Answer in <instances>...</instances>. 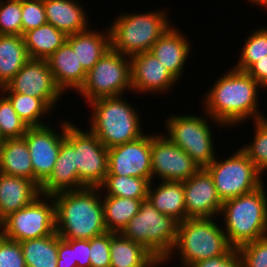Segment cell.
I'll list each match as a JSON object with an SVG mask.
<instances>
[{
  "mask_svg": "<svg viewBox=\"0 0 267 267\" xmlns=\"http://www.w3.org/2000/svg\"><path fill=\"white\" fill-rule=\"evenodd\" d=\"M261 89L246 71L230 68L204 94V114L226 127H238L250 118L253 121L264 118L266 116L258 107V93Z\"/></svg>",
  "mask_w": 267,
  "mask_h": 267,
  "instance_id": "cell-1",
  "label": "cell"
},
{
  "mask_svg": "<svg viewBox=\"0 0 267 267\" xmlns=\"http://www.w3.org/2000/svg\"><path fill=\"white\" fill-rule=\"evenodd\" d=\"M102 191L98 187L54 194L56 232L62 239H84L107 231L104 222Z\"/></svg>",
  "mask_w": 267,
  "mask_h": 267,
  "instance_id": "cell-2",
  "label": "cell"
},
{
  "mask_svg": "<svg viewBox=\"0 0 267 267\" xmlns=\"http://www.w3.org/2000/svg\"><path fill=\"white\" fill-rule=\"evenodd\" d=\"M123 95L94 100L87 105L93 111L90 130L107 148L128 143L143 136L140 113Z\"/></svg>",
  "mask_w": 267,
  "mask_h": 267,
  "instance_id": "cell-3",
  "label": "cell"
},
{
  "mask_svg": "<svg viewBox=\"0 0 267 267\" xmlns=\"http://www.w3.org/2000/svg\"><path fill=\"white\" fill-rule=\"evenodd\" d=\"M264 185L253 192L223 202L219 217L233 248L267 236V192Z\"/></svg>",
  "mask_w": 267,
  "mask_h": 267,
  "instance_id": "cell-4",
  "label": "cell"
},
{
  "mask_svg": "<svg viewBox=\"0 0 267 267\" xmlns=\"http://www.w3.org/2000/svg\"><path fill=\"white\" fill-rule=\"evenodd\" d=\"M216 218H187L178 223L177 240L172 253L163 262L171 261L170 257L179 253L181 267H189L191 264L227 255L233 247L228 243L226 233ZM172 255V256H171ZM181 258V259H180Z\"/></svg>",
  "mask_w": 267,
  "mask_h": 267,
  "instance_id": "cell-5",
  "label": "cell"
},
{
  "mask_svg": "<svg viewBox=\"0 0 267 267\" xmlns=\"http://www.w3.org/2000/svg\"><path fill=\"white\" fill-rule=\"evenodd\" d=\"M109 25L111 49L126 56L150 51L153 44L173 25L167 10L121 13Z\"/></svg>",
  "mask_w": 267,
  "mask_h": 267,
  "instance_id": "cell-6",
  "label": "cell"
},
{
  "mask_svg": "<svg viewBox=\"0 0 267 267\" xmlns=\"http://www.w3.org/2000/svg\"><path fill=\"white\" fill-rule=\"evenodd\" d=\"M178 223L172 216L159 212L147 199L121 234L144 246L163 264L175 246Z\"/></svg>",
  "mask_w": 267,
  "mask_h": 267,
  "instance_id": "cell-7",
  "label": "cell"
},
{
  "mask_svg": "<svg viewBox=\"0 0 267 267\" xmlns=\"http://www.w3.org/2000/svg\"><path fill=\"white\" fill-rule=\"evenodd\" d=\"M203 116L187 113L185 115L174 114L165 120L167 130L165 136L183 149L200 168H206L217 157L213 144V132L208 122L213 121L215 126L226 127L207 114Z\"/></svg>",
  "mask_w": 267,
  "mask_h": 267,
  "instance_id": "cell-8",
  "label": "cell"
},
{
  "mask_svg": "<svg viewBox=\"0 0 267 267\" xmlns=\"http://www.w3.org/2000/svg\"><path fill=\"white\" fill-rule=\"evenodd\" d=\"M132 90L129 56L109 49L87 73L84 85L77 92L85 102L120 96Z\"/></svg>",
  "mask_w": 267,
  "mask_h": 267,
  "instance_id": "cell-9",
  "label": "cell"
},
{
  "mask_svg": "<svg viewBox=\"0 0 267 267\" xmlns=\"http://www.w3.org/2000/svg\"><path fill=\"white\" fill-rule=\"evenodd\" d=\"M206 169L222 202L253 192L264 184L263 174L241 148L225 160L216 157Z\"/></svg>",
  "mask_w": 267,
  "mask_h": 267,
  "instance_id": "cell-10",
  "label": "cell"
},
{
  "mask_svg": "<svg viewBox=\"0 0 267 267\" xmlns=\"http://www.w3.org/2000/svg\"><path fill=\"white\" fill-rule=\"evenodd\" d=\"M56 232L55 202L52 196L39 195L26 207L0 222V234L12 241H26Z\"/></svg>",
  "mask_w": 267,
  "mask_h": 267,
  "instance_id": "cell-11",
  "label": "cell"
},
{
  "mask_svg": "<svg viewBox=\"0 0 267 267\" xmlns=\"http://www.w3.org/2000/svg\"><path fill=\"white\" fill-rule=\"evenodd\" d=\"M76 151L80 183L84 187H99L108 173V149L88 129L83 131L71 122L65 138Z\"/></svg>",
  "mask_w": 267,
  "mask_h": 267,
  "instance_id": "cell-12",
  "label": "cell"
},
{
  "mask_svg": "<svg viewBox=\"0 0 267 267\" xmlns=\"http://www.w3.org/2000/svg\"><path fill=\"white\" fill-rule=\"evenodd\" d=\"M70 121L63 120L57 129L49 124L29 127L23 135L25 139L34 172V182L40 187L52 174L59 155L62 141L66 138V126ZM61 124V125H60ZM56 130V131H54Z\"/></svg>",
  "mask_w": 267,
  "mask_h": 267,
  "instance_id": "cell-13",
  "label": "cell"
},
{
  "mask_svg": "<svg viewBox=\"0 0 267 267\" xmlns=\"http://www.w3.org/2000/svg\"><path fill=\"white\" fill-rule=\"evenodd\" d=\"M152 181L183 182L193 176L200 167L165 134H151Z\"/></svg>",
  "mask_w": 267,
  "mask_h": 267,
  "instance_id": "cell-14",
  "label": "cell"
},
{
  "mask_svg": "<svg viewBox=\"0 0 267 267\" xmlns=\"http://www.w3.org/2000/svg\"><path fill=\"white\" fill-rule=\"evenodd\" d=\"M0 92H15L43 99L52 109L64 94L57 86L47 60L29 59Z\"/></svg>",
  "mask_w": 267,
  "mask_h": 267,
  "instance_id": "cell-15",
  "label": "cell"
},
{
  "mask_svg": "<svg viewBox=\"0 0 267 267\" xmlns=\"http://www.w3.org/2000/svg\"><path fill=\"white\" fill-rule=\"evenodd\" d=\"M107 175L134 176L152 181L151 135L108 149Z\"/></svg>",
  "mask_w": 267,
  "mask_h": 267,
  "instance_id": "cell-16",
  "label": "cell"
},
{
  "mask_svg": "<svg viewBox=\"0 0 267 267\" xmlns=\"http://www.w3.org/2000/svg\"><path fill=\"white\" fill-rule=\"evenodd\" d=\"M183 188L186 219L219 216L223 202L206 168H200L188 180L183 181Z\"/></svg>",
  "mask_w": 267,
  "mask_h": 267,
  "instance_id": "cell-17",
  "label": "cell"
},
{
  "mask_svg": "<svg viewBox=\"0 0 267 267\" xmlns=\"http://www.w3.org/2000/svg\"><path fill=\"white\" fill-rule=\"evenodd\" d=\"M131 63L132 92L158 94L171 91L179 82L149 51L129 57Z\"/></svg>",
  "mask_w": 267,
  "mask_h": 267,
  "instance_id": "cell-18",
  "label": "cell"
},
{
  "mask_svg": "<svg viewBox=\"0 0 267 267\" xmlns=\"http://www.w3.org/2000/svg\"><path fill=\"white\" fill-rule=\"evenodd\" d=\"M172 25L151 47L150 51L169 72L180 80L188 58L191 45L186 35ZM189 56V57H188Z\"/></svg>",
  "mask_w": 267,
  "mask_h": 267,
  "instance_id": "cell-19",
  "label": "cell"
},
{
  "mask_svg": "<svg viewBox=\"0 0 267 267\" xmlns=\"http://www.w3.org/2000/svg\"><path fill=\"white\" fill-rule=\"evenodd\" d=\"M76 165L75 148L64 139L60 146L58 158L49 178L40 186L42 195L54 194L82 189Z\"/></svg>",
  "mask_w": 267,
  "mask_h": 267,
  "instance_id": "cell-20",
  "label": "cell"
},
{
  "mask_svg": "<svg viewBox=\"0 0 267 267\" xmlns=\"http://www.w3.org/2000/svg\"><path fill=\"white\" fill-rule=\"evenodd\" d=\"M47 61L54 80L63 93L68 90H74L77 93L84 85L87 72L67 41Z\"/></svg>",
  "mask_w": 267,
  "mask_h": 267,
  "instance_id": "cell-21",
  "label": "cell"
},
{
  "mask_svg": "<svg viewBox=\"0 0 267 267\" xmlns=\"http://www.w3.org/2000/svg\"><path fill=\"white\" fill-rule=\"evenodd\" d=\"M41 195L40 187L29 179L0 173V222Z\"/></svg>",
  "mask_w": 267,
  "mask_h": 267,
  "instance_id": "cell-22",
  "label": "cell"
},
{
  "mask_svg": "<svg viewBox=\"0 0 267 267\" xmlns=\"http://www.w3.org/2000/svg\"><path fill=\"white\" fill-rule=\"evenodd\" d=\"M47 23L66 35L90 28L87 13L76 0H43Z\"/></svg>",
  "mask_w": 267,
  "mask_h": 267,
  "instance_id": "cell-23",
  "label": "cell"
},
{
  "mask_svg": "<svg viewBox=\"0 0 267 267\" xmlns=\"http://www.w3.org/2000/svg\"><path fill=\"white\" fill-rule=\"evenodd\" d=\"M93 30L90 27L85 31L67 35L66 39L87 73L111 49L109 28H105V32Z\"/></svg>",
  "mask_w": 267,
  "mask_h": 267,
  "instance_id": "cell-24",
  "label": "cell"
},
{
  "mask_svg": "<svg viewBox=\"0 0 267 267\" xmlns=\"http://www.w3.org/2000/svg\"><path fill=\"white\" fill-rule=\"evenodd\" d=\"M162 263L144 246L110 232V267H158Z\"/></svg>",
  "mask_w": 267,
  "mask_h": 267,
  "instance_id": "cell-25",
  "label": "cell"
},
{
  "mask_svg": "<svg viewBox=\"0 0 267 267\" xmlns=\"http://www.w3.org/2000/svg\"><path fill=\"white\" fill-rule=\"evenodd\" d=\"M153 183L154 181H151L148 187L149 202L159 212L172 216L178 222L184 221L186 210L183 182L160 181L157 187Z\"/></svg>",
  "mask_w": 267,
  "mask_h": 267,
  "instance_id": "cell-26",
  "label": "cell"
},
{
  "mask_svg": "<svg viewBox=\"0 0 267 267\" xmlns=\"http://www.w3.org/2000/svg\"><path fill=\"white\" fill-rule=\"evenodd\" d=\"M0 173L34 181L31 157L23 137L4 139L0 144Z\"/></svg>",
  "mask_w": 267,
  "mask_h": 267,
  "instance_id": "cell-27",
  "label": "cell"
},
{
  "mask_svg": "<svg viewBox=\"0 0 267 267\" xmlns=\"http://www.w3.org/2000/svg\"><path fill=\"white\" fill-rule=\"evenodd\" d=\"M29 59L22 35L0 34V89L13 79Z\"/></svg>",
  "mask_w": 267,
  "mask_h": 267,
  "instance_id": "cell-28",
  "label": "cell"
},
{
  "mask_svg": "<svg viewBox=\"0 0 267 267\" xmlns=\"http://www.w3.org/2000/svg\"><path fill=\"white\" fill-rule=\"evenodd\" d=\"M23 40L30 59L47 60L67 39V35L46 23L25 32Z\"/></svg>",
  "mask_w": 267,
  "mask_h": 267,
  "instance_id": "cell-29",
  "label": "cell"
},
{
  "mask_svg": "<svg viewBox=\"0 0 267 267\" xmlns=\"http://www.w3.org/2000/svg\"><path fill=\"white\" fill-rule=\"evenodd\" d=\"M104 222L108 232L121 233L128 222L139 212L144 200L103 196L101 197Z\"/></svg>",
  "mask_w": 267,
  "mask_h": 267,
  "instance_id": "cell-30",
  "label": "cell"
},
{
  "mask_svg": "<svg viewBox=\"0 0 267 267\" xmlns=\"http://www.w3.org/2000/svg\"><path fill=\"white\" fill-rule=\"evenodd\" d=\"M26 267H57L58 234L20 242Z\"/></svg>",
  "mask_w": 267,
  "mask_h": 267,
  "instance_id": "cell-31",
  "label": "cell"
},
{
  "mask_svg": "<svg viewBox=\"0 0 267 267\" xmlns=\"http://www.w3.org/2000/svg\"><path fill=\"white\" fill-rule=\"evenodd\" d=\"M0 93H2L10 101L15 112L28 127L48 124L43 122L42 119L44 115L45 118L50 115V113L53 112V109L43 99L15 92Z\"/></svg>",
  "mask_w": 267,
  "mask_h": 267,
  "instance_id": "cell-32",
  "label": "cell"
},
{
  "mask_svg": "<svg viewBox=\"0 0 267 267\" xmlns=\"http://www.w3.org/2000/svg\"><path fill=\"white\" fill-rule=\"evenodd\" d=\"M149 184L147 179L134 176L106 175L98 188L106 196L147 200Z\"/></svg>",
  "mask_w": 267,
  "mask_h": 267,
  "instance_id": "cell-33",
  "label": "cell"
},
{
  "mask_svg": "<svg viewBox=\"0 0 267 267\" xmlns=\"http://www.w3.org/2000/svg\"><path fill=\"white\" fill-rule=\"evenodd\" d=\"M267 55V27L253 30L245 39L235 69L247 71L256 61Z\"/></svg>",
  "mask_w": 267,
  "mask_h": 267,
  "instance_id": "cell-34",
  "label": "cell"
},
{
  "mask_svg": "<svg viewBox=\"0 0 267 267\" xmlns=\"http://www.w3.org/2000/svg\"><path fill=\"white\" fill-rule=\"evenodd\" d=\"M254 135L252 143L240 147L255 164L257 169L264 174L267 171V117L253 121Z\"/></svg>",
  "mask_w": 267,
  "mask_h": 267,
  "instance_id": "cell-35",
  "label": "cell"
},
{
  "mask_svg": "<svg viewBox=\"0 0 267 267\" xmlns=\"http://www.w3.org/2000/svg\"><path fill=\"white\" fill-rule=\"evenodd\" d=\"M28 128L15 112L10 101L0 94V134L3 139L21 138Z\"/></svg>",
  "mask_w": 267,
  "mask_h": 267,
  "instance_id": "cell-36",
  "label": "cell"
},
{
  "mask_svg": "<svg viewBox=\"0 0 267 267\" xmlns=\"http://www.w3.org/2000/svg\"><path fill=\"white\" fill-rule=\"evenodd\" d=\"M22 0H0V34L22 35Z\"/></svg>",
  "mask_w": 267,
  "mask_h": 267,
  "instance_id": "cell-37",
  "label": "cell"
},
{
  "mask_svg": "<svg viewBox=\"0 0 267 267\" xmlns=\"http://www.w3.org/2000/svg\"><path fill=\"white\" fill-rule=\"evenodd\" d=\"M242 267H267V236L245 243L237 248Z\"/></svg>",
  "mask_w": 267,
  "mask_h": 267,
  "instance_id": "cell-38",
  "label": "cell"
},
{
  "mask_svg": "<svg viewBox=\"0 0 267 267\" xmlns=\"http://www.w3.org/2000/svg\"><path fill=\"white\" fill-rule=\"evenodd\" d=\"M22 35L47 23L43 0H22Z\"/></svg>",
  "mask_w": 267,
  "mask_h": 267,
  "instance_id": "cell-39",
  "label": "cell"
},
{
  "mask_svg": "<svg viewBox=\"0 0 267 267\" xmlns=\"http://www.w3.org/2000/svg\"><path fill=\"white\" fill-rule=\"evenodd\" d=\"M90 267H110V232L89 239Z\"/></svg>",
  "mask_w": 267,
  "mask_h": 267,
  "instance_id": "cell-40",
  "label": "cell"
},
{
  "mask_svg": "<svg viewBox=\"0 0 267 267\" xmlns=\"http://www.w3.org/2000/svg\"><path fill=\"white\" fill-rule=\"evenodd\" d=\"M0 267H26L20 242L0 234Z\"/></svg>",
  "mask_w": 267,
  "mask_h": 267,
  "instance_id": "cell-41",
  "label": "cell"
},
{
  "mask_svg": "<svg viewBox=\"0 0 267 267\" xmlns=\"http://www.w3.org/2000/svg\"><path fill=\"white\" fill-rule=\"evenodd\" d=\"M189 267H242V259L237 248H233L227 255L201 260Z\"/></svg>",
  "mask_w": 267,
  "mask_h": 267,
  "instance_id": "cell-42",
  "label": "cell"
},
{
  "mask_svg": "<svg viewBox=\"0 0 267 267\" xmlns=\"http://www.w3.org/2000/svg\"><path fill=\"white\" fill-rule=\"evenodd\" d=\"M73 248L77 267H90V242L84 239H63Z\"/></svg>",
  "mask_w": 267,
  "mask_h": 267,
  "instance_id": "cell-43",
  "label": "cell"
},
{
  "mask_svg": "<svg viewBox=\"0 0 267 267\" xmlns=\"http://www.w3.org/2000/svg\"><path fill=\"white\" fill-rule=\"evenodd\" d=\"M57 267H77L73 256V248L59 235Z\"/></svg>",
  "mask_w": 267,
  "mask_h": 267,
  "instance_id": "cell-44",
  "label": "cell"
},
{
  "mask_svg": "<svg viewBox=\"0 0 267 267\" xmlns=\"http://www.w3.org/2000/svg\"><path fill=\"white\" fill-rule=\"evenodd\" d=\"M246 72L258 82L263 90L267 89V55L256 61Z\"/></svg>",
  "mask_w": 267,
  "mask_h": 267,
  "instance_id": "cell-45",
  "label": "cell"
},
{
  "mask_svg": "<svg viewBox=\"0 0 267 267\" xmlns=\"http://www.w3.org/2000/svg\"><path fill=\"white\" fill-rule=\"evenodd\" d=\"M252 2L254 5L262 6L267 9V0H247V2Z\"/></svg>",
  "mask_w": 267,
  "mask_h": 267,
  "instance_id": "cell-46",
  "label": "cell"
},
{
  "mask_svg": "<svg viewBox=\"0 0 267 267\" xmlns=\"http://www.w3.org/2000/svg\"><path fill=\"white\" fill-rule=\"evenodd\" d=\"M4 141L3 137L0 134V144Z\"/></svg>",
  "mask_w": 267,
  "mask_h": 267,
  "instance_id": "cell-47",
  "label": "cell"
}]
</instances>
